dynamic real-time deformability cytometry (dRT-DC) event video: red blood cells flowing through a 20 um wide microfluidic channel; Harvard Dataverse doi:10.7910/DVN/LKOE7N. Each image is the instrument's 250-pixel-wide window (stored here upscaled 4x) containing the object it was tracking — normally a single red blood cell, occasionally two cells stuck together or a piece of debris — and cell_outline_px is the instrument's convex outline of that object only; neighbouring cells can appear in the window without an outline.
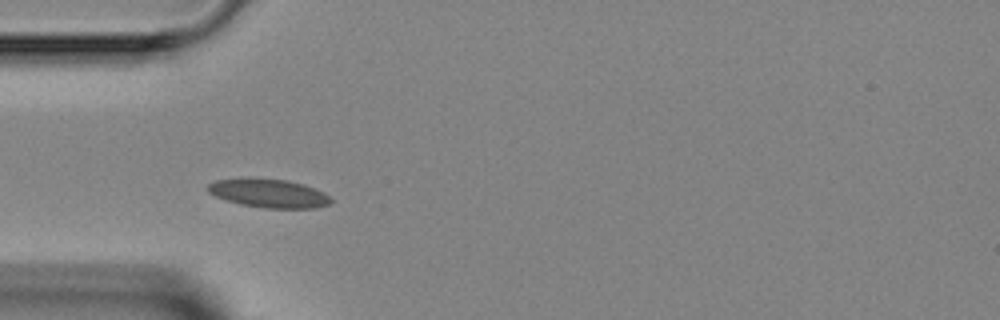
{"species": "Egyptian fruit bat (a non-hibernating species)", "species_latin": "Rousettus aegyptiacus", "temperature_condition": "room temperature", "stored_images_in_passage": 4, "camera_frame_rate_fps": 3000, "um_per_image_px": 0.085, "animal": {"sex": "female"}, "frame": {"image": 1, "passage_image": 2, "time_ms": 2.0, "image_size_px": [1000, 320], "cell_outline_px": [[332, 200], [328, 204], [316, 208], [264, 208], [240, 204], [216, 196], [208, 192], [208, 184], [216, 180], [240, 176], [248, 176], [288, 180], [324, 192]], "centroid_in_image_um": [22.78, 16.4], "position_along_channel_um": 62.2, "area_um2": 20.75}}
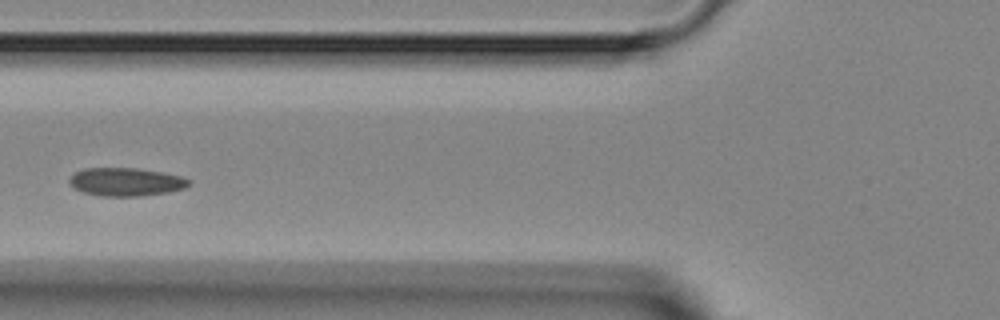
{"frame": {"image": 2, "passage_image": 3, "time_ms": 3.333, "image_size_px": [1000, 320], "cell_outline_px": [[192, 184], [184, 188], [168, 192], [140, 196], [100, 196], [84, 192], [72, 188], [68, 184], [68, 180], [76, 172], [84, 168], [136, 168], [160, 172], [180, 176], [192, 180]], "centroid_in_image_um": [10.69, 15.46], "position_along_channel_um": 115.1, "area_um2": 19.71}}
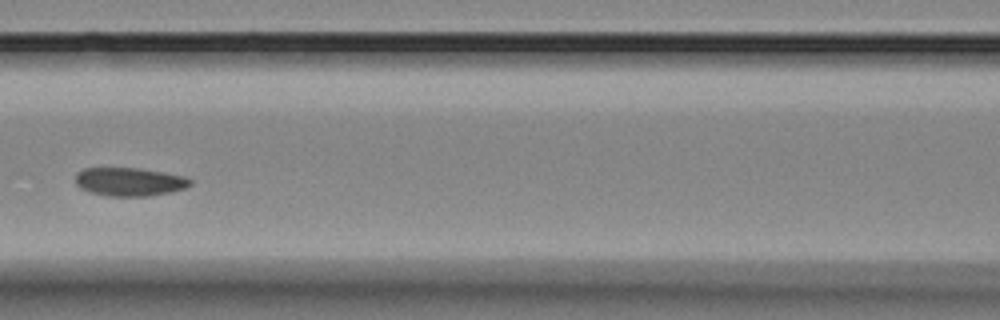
{"frame": {"image": 3, "passage_image": 4, "time_ms": 4.333, "image_size_px": [1000, 320], "cell_outline_px": [[192, 184], [184, 188], [172, 192], [152, 196], [108, 196], [88, 192], [80, 188], [76, 184], [76, 172], [84, 168], [140, 168], [164, 172], [184, 176], [192, 180]], "centroid_in_image_um": [11.01, 15.45], "position_along_channel_um": 155.6, "area_um2": 19.25}}